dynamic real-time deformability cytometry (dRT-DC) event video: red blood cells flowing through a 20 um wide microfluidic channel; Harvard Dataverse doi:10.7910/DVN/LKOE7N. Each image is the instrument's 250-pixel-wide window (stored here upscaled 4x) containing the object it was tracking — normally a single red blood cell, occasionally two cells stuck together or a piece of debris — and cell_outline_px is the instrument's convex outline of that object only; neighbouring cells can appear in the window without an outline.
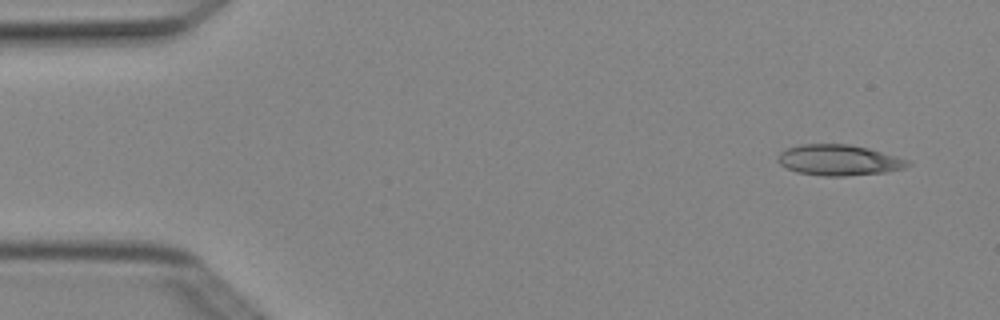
{"species": "Egyptian fruit bat (a non-hibernating species)", "species_latin": "Rousettus aegyptiacus", "temperature_condition": "cold", "stored_images_in_passage": 4, "camera_frame_rate_fps": 3000, "um_per_image_px": 0.085, "animal": {"sex": "female"}, "frame": {"image": 1, "passage_image": 1, "time_ms": 0.0, "image_size_px": [1000, 320], "cell_outline_px": [[912, 164], [904, 168], [888, 172], [844, 176], [820, 176], [796, 172], [780, 164], [776, 160], [780, 152], [784, 148], [800, 144], [848, 144], [868, 148], [912, 160]], "centroid_in_image_um": [71.32, 13.61], "position_along_channel_um": 13.7, "area_um2": 23.64}}
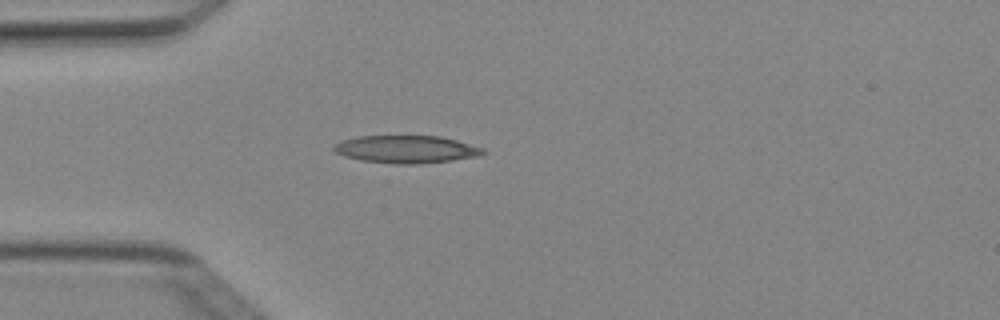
{"frame": {"image": 2, "passage_image": 4, "time_ms": 1.0, "image_size_px": [1000, 320], "cell_outline_px": [[488, 152], [476, 156], [452, 160], [416, 164], [396, 164], [360, 160], [344, 156], [336, 152], [332, 148], [340, 140], [356, 136], [440, 136], [456, 140], [484, 148]], "centroid_in_image_um": [34.51, 12.68], "position_along_channel_um": 50.5, "area_um2": 23.99}}